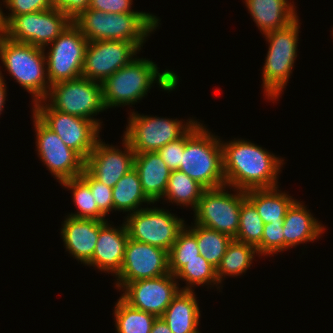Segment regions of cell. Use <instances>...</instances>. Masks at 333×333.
<instances>
[{
    "label": "cell",
    "mask_w": 333,
    "mask_h": 333,
    "mask_svg": "<svg viewBox=\"0 0 333 333\" xmlns=\"http://www.w3.org/2000/svg\"><path fill=\"white\" fill-rule=\"evenodd\" d=\"M223 172L226 185L238 190L273 188L278 186V177L284 159L269 152L250 140L222 141Z\"/></svg>",
    "instance_id": "cell-1"
},
{
    "label": "cell",
    "mask_w": 333,
    "mask_h": 333,
    "mask_svg": "<svg viewBox=\"0 0 333 333\" xmlns=\"http://www.w3.org/2000/svg\"><path fill=\"white\" fill-rule=\"evenodd\" d=\"M157 64L150 59L136 56L129 64L117 70L102 83L105 109L135 105L147 96L153 84L163 91H174L179 76L172 70L160 72Z\"/></svg>",
    "instance_id": "cell-2"
},
{
    "label": "cell",
    "mask_w": 333,
    "mask_h": 333,
    "mask_svg": "<svg viewBox=\"0 0 333 333\" xmlns=\"http://www.w3.org/2000/svg\"><path fill=\"white\" fill-rule=\"evenodd\" d=\"M161 20L150 13H105L87 8L72 23L89 41H127L140 50ZM155 30V31H154Z\"/></svg>",
    "instance_id": "cell-3"
},
{
    "label": "cell",
    "mask_w": 333,
    "mask_h": 333,
    "mask_svg": "<svg viewBox=\"0 0 333 333\" xmlns=\"http://www.w3.org/2000/svg\"><path fill=\"white\" fill-rule=\"evenodd\" d=\"M197 122L187 133L179 171L199 182L206 189L226 185L223 172L221 139Z\"/></svg>",
    "instance_id": "cell-4"
},
{
    "label": "cell",
    "mask_w": 333,
    "mask_h": 333,
    "mask_svg": "<svg viewBox=\"0 0 333 333\" xmlns=\"http://www.w3.org/2000/svg\"><path fill=\"white\" fill-rule=\"evenodd\" d=\"M46 49L0 36V60L12 78L31 94L32 104L44 100L50 90L44 52Z\"/></svg>",
    "instance_id": "cell-5"
},
{
    "label": "cell",
    "mask_w": 333,
    "mask_h": 333,
    "mask_svg": "<svg viewBox=\"0 0 333 333\" xmlns=\"http://www.w3.org/2000/svg\"><path fill=\"white\" fill-rule=\"evenodd\" d=\"M299 18L287 27L263 34L268 51L262 71V89L267 100L278 101L292 75L297 59L299 41Z\"/></svg>",
    "instance_id": "cell-6"
},
{
    "label": "cell",
    "mask_w": 333,
    "mask_h": 333,
    "mask_svg": "<svg viewBox=\"0 0 333 333\" xmlns=\"http://www.w3.org/2000/svg\"><path fill=\"white\" fill-rule=\"evenodd\" d=\"M128 114L123 137L135 153L157 152L167 143L184 136L198 122L194 118L183 122L182 119L141 115L134 111Z\"/></svg>",
    "instance_id": "cell-7"
},
{
    "label": "cell",
    "mask_w": 333,
    "mask_h": 333,
    "mask_svg": "<svg viewBox=\"0 0 333 333\" xmlns=\"http://www.w3.org/2000/svg\"><path fill=\"white\" fill-rule=\"evenodd\" d=\"M44 100L53 109L87 118L102 129L103 122L94 118L99 112L106 111L100 82L83 77L57 82L50 86L49 93Z\"/></svg>",
    "instance_id": "cell-8"
},
{
    "label": "cell",
    "mask_w": 333,
    "mask_h": 333,
    "mask_svg": "<svg viewBox=\"0 0 333 333\" xmlns=\"http://www.w3.org/2000/svg\"><path fill=\"white\" fill-rule=\"evenodd\" d=\"M225 185L215 189H206L196 207L194 224L216 230L235 239L239 229V217L242 201L246 192L233 188L228 191Z\"/></svg>",
    "instance_id": "cell-9"
},
{
    "label": "cell",
    "mask_w": 333,
    "mask_h": 333,
    "mask_svg": "<svg viewBox=\"0 0 333 333\" xmlns=\"http://www.w3.org/2000/svg\"><path fill=\"white\" fill-rule=\"evenodd\" d=\"M4 36L8 39L46 49L72 23L62 10L50 8L18 16H7Z\"/></svg>",
    "instance_id": "cell-10"
},
{
    "label": "cell",
    "mask_w": 333,
    "mask_h": 333,
    "mask_svg": "<svg viewBox=\"0 0 333 333\" xmlns=\"http://www.w3.org/2000/svg\"><path fill=\"white\" fill-rule=\"evenodd\" d=\"M128 237L170 251L178 233L185 227V220L169 210L158 207H143L127 214L123 220Z\"/></svg>",
    "instance_id": "cell-11"
},
{
    "label": "cell",
    "mask_w": 333,
    "mask_h": 333,
    "mask_svg": "<svg viewBox=\"0 0 333 333\" xmlns=\"http://www.w3.org/2000/svg\"><path fill=\"white\" fill-rule=\"evenodd\" d=\"M32 113L54 131L67 147L76 151L84 160L100 138L101 129L93 121L59 112L45 100L35 102Z\"/></svg>",
    "instance_id": "cell-12"
},
{
    "label": "cell",
    "mask_w": 333,
    "mask_h": 333,
    "mask_svg": "<svg viewBox=\"0 0 333 333\" xmlns=\"http://www.w3.org/2000/svg\"><path fill=\"white\" fill-rule=\"evenodd\" d=\"M88 40L71 23L44 52L50 85L82 77Z\"/></svg>",
    "instance_id": "cell-13"
},
{
    "label": "cell",
    "mask_w": 333,
    "mask_h": 333,
    "mask_svg": "<svg viewBox=\"0 0 333 333\" xmlns=\"http://www.w3.org/2000/svg\"><path fill=\"white\" fill-rule=\"evenodd\" d=\"M37 155L52 176L61 183L79 177L84 170L85 160L73 149L66 146L62 139L48 128L34 113Z\"/></svg>",
    "instance_id": "cell-14"
},
{
    "label": "cell",
    "mask_w": 333,
    "mask_h": 333,
    "mask_svg": "<svg viewBox=\"0 0 333 333\" xmlns=\"http://www.w3.org/2000/svg\"><path fill=\"white\" fill-rule=\"evenodd\" d=\"M169 273V252L129 238L121 272L116 277L114 287L120 292L130 282L157 278Z\"/></svg>",
    "instance_id": "cell-15"
},
{
    "label": "cell",
    "mask_w": 333,
    "mask_h": 333,
    "mask_svg": "<svg viewBox=\"0 0 333 333\" xmlns=\"http://www.w3.org/2000/svg\"><path fill=\"white\" fill-rule=\"evenodd\" d=\"M139 52L134 43L127 41L88 42L82 77L102 83L135 59Z\"/></svg>",
    "instance_id": "cell-16"
},
{
    "label": "cell",
    "mask_w": 333,
    "mask_h": 333,
    "mask_svg": "<svg viewBox=\"0 0 333 333\" xmlns=\"http://www.w3.org/2000/svg\"><path fill=\"white\" fill-rule=\"evenodd\" d=\"M175 275L171 273L151 279L128 283L120 297L135 309L161 317L180 291Z\"/></svg>",
    "instance_id": "cell-17"
},
{
    "label": "cell",
    "mask_w": 333,
    "mask_h": 333,
    "mask_svg": "<svg viewBox=\"0 0 333 333\" xmlns=\"http://www.w3.org/2000/svg\"><path fill=\"white\" fill-rule=\"evenodd\" d=\"M123 150L99 138L85 159L84 169L98 181L113 188L119 179L134 168L135 152L123 137ZM116 147V148H115Z\"/></svg>",
    "instance_id": "cell-18"
},
{
    "label": "cell",
    "mask_w": 333,
    "mask_h": 333,
    "mask_svg": "<svg viewBox=\"0 0 333 333\" xmlns=\"http://www.w3.org/2000/svg\"><path fill=\"white\" fill-rule=\"evenodd\" d=\"M109 222L110 220H99L98 240L92 259L86 265L104 273L111 272L116 278L121 272L129 237L124 222L117 228Z\"/></svg>",
    "instance_id": "cell-19"
},
{
    "label": "cell",
    "mask_w": 333,
    "mask_h": 333,
    "mask_svg": "<svg viewBox=\"0 0 333 333\" xmlns=\"http://www.w3.org/2000/svg\"><path fill=\"white\" fill-rule=\"evenodd\" d=\"M60 235L70 256L86 265L93 256L99 236V220L65 216Z\"/></svg>",
    "instance_id": "cell-20"
},
{
    "label": "cell",
    "mask_w": 333,
    "mask_h": 333,
    "mask_svg": "<svg viewBox=\"0 0 333 333\" xmlns=\"http://www.w3.org/2000/svg\"><path fill=\"white\" fill-rule=\"evenodd\" d=\"M300 200H295L288 208L283 221L285 251L306 242H314L326 230Z\"/></svg>",
    "instance_id": "cell-21"
},
{
    "label": "cell",
    "mask_w": 333,
    "mask_h": 333,
    "mask_svg": "<svg viewBox=\"0 0 333 333\" xmlns=\"http://www.w3.org/2000/svg\"><path fill=\"white\" fill-rule=\"evenodd\" d=\"M256 26L263 34L287 27L299 16L294 1L244 0Z\"/></svg>",
    "instance_id": "cell-22"
},
{
    "label": "cell",
    "mask_w": 333,
    "mask_h": 333,
    "mask_svg": "<svg viewBox=\"0 0 333 333\" xmlns=\"http://www.w3.org/2000/svg\"><path fill=\"white\" fill-rule=\"evenodd\" d=\"M134 168L145 195L156 203L163 199L171 171L158 152L136 153Z\"/></svg>",
    "instance_id": "cell-23"
},
{
    "label": "cell",
    "mask_w": 333,
    "mask_h": 333,
    "mask_svg": "<svg viewBox=\"0 0 333 333\" xmlns=\"http://www.w3.org/2000/svg\"><path fill=\"white\" fill-rule=\"evenodd\" d=\"M194 290H180L161 316L172 333H201V311Z\"/></svg>",
    "instance_id": "cell-24"
},
{
    "label": "cell",
    "mask_w": 333,
    "mask_h": 333,
    "mask_svg": "<svg viewBox=\"0 0 333 333\" xmlns=\"http://www.w3.org/2000/svg\"><path fill=\"white\" fill-rule=\"evenodd\" d=\"M245 192L264 224L283 222L288 208L296 200L285 191H280L279 186L251 189Z\"/></svg>",
    "instance_id": "cell-25"
},
{
    "label": "cell",
    "mask_w": 333,
    "mask_h": 333,
    "mask_svg": "<svg viewBox=\"0 0 333 333\" xmlns=\"http://www.w3.org/2000/svg\"><path fill=\"white\" fill-rule=\"evenodd\" d=\"M114 212L134 213L142 209L143 203L154 204L144 193L140 177L135 168L128 171L112 188ZM142 204V205H141Z\"/></svg>",
    "instance_id": "cell-26"
},
{
    "label": "cell",
    "mask_w": 333,
    "mask_h": 333,
    "mask_svg": "<svg viewBox=\"0 0 333 333\" xmlns=\"http://www.w3.org/2000/svg\"><path fill=\"white\" fill-rule=\"evenodd\" d=\"M255 256L260 257L256 247L233 239L216 268V276L220 286H222L226 276L237 277L246 273L251 267L252 261L255 260Z\"/></svg>",
    "instance_id": "cell-27"
},
{
    "label": "cell",
    "mask_w": 333,
    "mask_h": 333,
    "mask_svg": "<svg viewBox=\"0 0 333 333\" xmlns=\"http://www.w3.org/2000/svg\"><path fill=\"white\" fill-rule=\"evenodd\" d=\"M206 190L199 182L189 177L186 173L179 170L171 171L167 187L162 200L167 203L180 205L186 208L189 206L195 210L198 202ZM174 202V203H173Z\"/></svg>",
    "instance_id": "cell-28"
},
{
    "label": "cell",
    "mask_w": 333,
    "mask_h": 333,
    "mask_svg": "<svg viewBox=\"0 0 333 333\" xmlns=\"http://www.w3.org/2000/svg\"><path fill=\"white\" fill-rule=\"evenodd\" d=\"M191 224V226L187 224V227L196 235L200 254L214 268H217L233 238L199 224H194L193 222Z\"/></svg>",
    "instance_id": "cell-29"
},
{
    "label": "cell",
    "mask_w": 333,
    "mask_h": 333,
    "mask_svg": "<svg viewBox=\"0 0 333 333\" xmlns=\"http://www.w3.org/2000/svg\"><path fill=\"white\" fill-rule=\"evenodd\" d=\"M117 333H150L156 316L131 307L121 297L113 310Z\"/></svg>",
    "instance_id": "cell-30"
},
{
    "label": "cell",
    "mask_w": 333,
    "mask_h": 333,
    "mask_svg": "<svg viewBox=\"0 0 333 333\" xmlns=\"http://www.w3.org/2000/svg\"><path fill=\"white\" fill-rule=\"evenodd\" d=\"M177 282L183 281L186 283L181 290L193 291L194 287L216 286L220 290L219 282L216 276V268H214L201 254L200 258H195L190 261H183V267L175 274ZM179 279V280H178ZM211 285V286H209ZM213 285V286H212Z\"/></svg>",
    "instance_id": "cell-31"
},
{
    "label": "cell",
    "mask_w": 333,
    "mask_h": 333,
    "mask_svg": "<svg viewBox=\"0 0 333 333\" xmlns=\"http://www.w3.org/2000/svg\"><path fill=\"white\" fill-rule=\"evenodd\" d=\"M60 185L68 190H72L73 203L78 208L77 211L74 213L71 212L68 216L73 218L108 220L98 209L89 185L80 176L64 180Z\"/></svg>",
    "instance_id": "cell-32"
},
{
    "label": "cell",
    "mask_w": 333,
    "mask_h": 333,
    "mask_svg": "<svg viewBox=\"0 0 333 333\" xmlns=\"http://www.w3.org/2000/svg\"><path fill=\"white\" fill-rule=\"evenodd\" d=\"M264 222L254 204L246 197L241 204L239 229L234 240L257 247L262 240Z\"/></svg>",
    "instance_id": "cell-33"
},
{
    "label": "cell",
    "mask_w": 333,
    "mask_h": 333,
    "mask_svg": "<svg viewBox=\"0 0 333 333\" xmlns=\"http://www.w3.org/2000/svg\"><path fill=\"white\" fill-rule=\"evenodd\" d=\"M196 235L187 227L178 233L177 239L169 251V271L175 275L182 267L183 261L200 258Z\"/></svg>",
    "instance_id": "cell-34"
},
{
    "label": "cell",
    "mask_w": 333,
    "mask_h": 333,
    "mask_svg": "<svg viewBox=\"0 0 333 333\" xmlns=\"http://www.w3.org/2000/svg\"><path fill=\"white\" fill-rule=\"evenodd\" d=\"M256 248L258 254L264 257L285 251L283 222L264 224L262 240Z\"/></svg>",
    "instance_id": "cell-35"
},
{
    "label": "cell",
    "mask_w": 333,
    "mask_h": 333,
    "mask_svg": "<svg viewBox=\"0 0 333 333\" xmlns=\"http://www.w3.org/2000/svg\"><path fill=\"white\" fill-rule=\"evenodd\" d=\"M80 177L89 185L98 209L106 216L114 211L112 188L92 177L85 169Z\"/></svg>",
    "instance_id": "cell-36"
},
{
    "label": "cell",
    "mask_w": 333,
    "mask_h": 333,
    "mask_svg": "<svg viewBox=\"0 0 333 333\" xmlns=\"http://www.w3.org/2000/svg\"><path fill=\"white\" fill-rule=\"evenodd\" d=\"M8 16H18L22 14L34 13L53 8L50 0H2Z\"/></svg>",
    "instance_id": "cell-37"
},
{
    "label": "cell",
    "mask_w": 333,
    "mask_h": 333,
    "mask_svg": "<svg viewBox=\"0 0 333 333\" xmlns=\"http://www.w3.org/2000/svg\"><path fill=\"white\" fill-rule=\"evenodd\" d=\"M185 143L186 134L176 141L167 143L157 151L170 170H179Z\"/></svg>",
    "instance_id": "cell-38"
},
{
    "label": "cell",
    "mask_w": 333,
    "mask_h": 333,
    "mask_svg": "<svg viewBox=\"0 0 333 333\" xmlns=\"http://www.w3.org/2000/svg\"><path fill=\"white\" fill-rule=\"evenodd\" d=\"M133 0H90L89 9L101 10L105 13H146L133 10Z\"/></svg>",
    "instance_id": "cell-39"
},
{
    "label": "cell",
    "mask_w": 333,
    "mask_h": 333,
    "mask_svg": "<svg viewBox=\"0 0 333 333\" xmlns=\"http://www.w3.org/2000/svg\"><path fill=\"white\" fill-rule=\"evenodd\" d=\"M53 8L62 10L71 19L89 7L90 0H50Z\"/></svg>",
    "instance_id": "cell-40"
},
{
    "label": "cell",
    "mask_w": 333,
    "mask_h": 333,
    "mask_svg": "<svg viewBox=\"0 0 333 333\" xmlns=\"http://www.w3.org/2000/svg\"><path fill=\"white\" fill-rule=\"evenodd\" d=\"M150 333H172V331L169 329L162 317H156Z\"/></svg>",
    "instance_id": "cell-41"
},
{
    "label": "cell",
    "mask_w": 333,
    "mask_h": 333,
    "mask_svg": "<svg viewBox=\"0 0 333 333\" xmlns=\"http://www.w3.org/2000/svg\"><path fill=\"white\" fill-rule=\"evenodd\" d=\"M6 80L4 79V75H2V71L0 70V115L4 110V104L6 103L7 91H6Z\"/></svg>",
    "instance_id": "cell-42"
},
{
    "label": "cell",
    "mask_w": 333,
    "mask_h": 333,
    "mask_svg": "<svg viewBox=\"0 0 333 333\" xmlns=\"http://www.w3.org/2000/svg\"><path fill=\"white\" fill-rule=\"evenodd\" d=\"M1 2V1H0ZM2 4L4 3H0V36L5 34V30H6V21H5V17H4V12L2 9Z\"/></svg>",
    "instance_id": "cell-43"
}]
</instances>
